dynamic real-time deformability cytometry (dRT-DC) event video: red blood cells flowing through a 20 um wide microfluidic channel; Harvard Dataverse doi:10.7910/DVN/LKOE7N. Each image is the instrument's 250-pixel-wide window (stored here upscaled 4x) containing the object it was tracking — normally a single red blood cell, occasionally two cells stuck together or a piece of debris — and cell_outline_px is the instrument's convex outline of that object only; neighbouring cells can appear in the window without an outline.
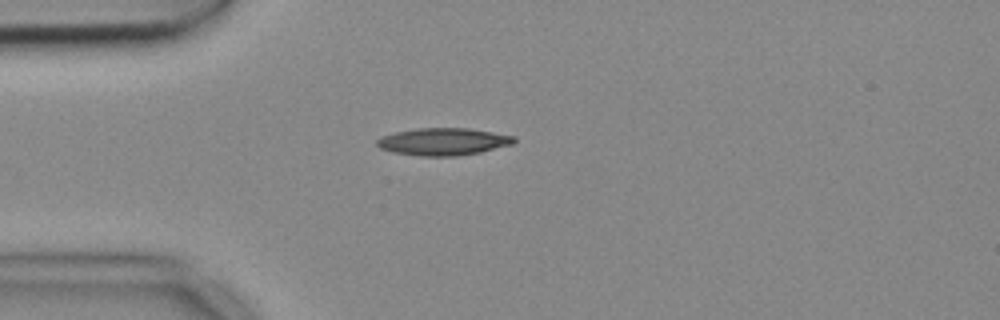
{"species": "common noctule bat (a hibernating species)", "species_latin": "Nyctalus noctula", "temperature_condition": "cold", "stored_images_in_passage": 1, "camera_frame_rate_fps": 3000, "um_per_image_px": 0.085, "animal": {"sex": "female", "body_mass_g": 18.4}, "frame": {"image": 1, "passage_image": 1, "time_ms": 0.0, "image_size_px": [1000, 320], "cell_outline_px": [[516, 140], [512, 144], [480, 152], [456, 156], [420, 156], [392, 152], [380, 148], [376, 144], [376, 140], [380, 136], [396, 132], [416, 128], [468, 128], [516, 136]], "centroid_in_image_um": [37.65, 12.04], "position_along_channel_um": 47.3, "area_um2": 21.85}}